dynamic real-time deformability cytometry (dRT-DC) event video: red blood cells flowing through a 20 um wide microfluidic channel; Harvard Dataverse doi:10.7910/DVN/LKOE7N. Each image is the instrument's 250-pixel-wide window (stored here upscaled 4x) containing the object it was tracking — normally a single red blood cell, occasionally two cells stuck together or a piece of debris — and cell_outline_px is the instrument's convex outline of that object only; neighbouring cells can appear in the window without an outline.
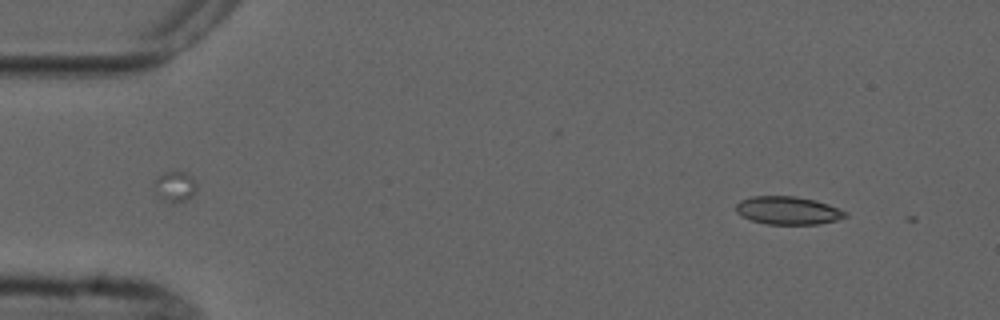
{"species": "common noctule bat (a hibernating species)", "species_latin": "Nyctalus noctula", "temperature_condition": "cold", "stored_images_in_passage": 2, "camera_frame_rate_fps": 3000, "um_per_image_px": 0.085, "animal": {"sex": "male", "forearm_length_mm": 52.5}, "frame": {"image": 1, "passage_image": 1, "time_ms": 0.0, "image_size_px": [1000, 320], "cell_outline_px": [[848, 216], [836, 220], [816, 224], [768, 224], [752, 220], [736, 212], [736, 204], [740, 200], [752, 196], [796, 196], [816, 200], [840, 208], [848, 212]], "centroid_in_image_um": [67.01, 17.88], "position_along_channel_um": 18.0, "area_um2": 17.86}}